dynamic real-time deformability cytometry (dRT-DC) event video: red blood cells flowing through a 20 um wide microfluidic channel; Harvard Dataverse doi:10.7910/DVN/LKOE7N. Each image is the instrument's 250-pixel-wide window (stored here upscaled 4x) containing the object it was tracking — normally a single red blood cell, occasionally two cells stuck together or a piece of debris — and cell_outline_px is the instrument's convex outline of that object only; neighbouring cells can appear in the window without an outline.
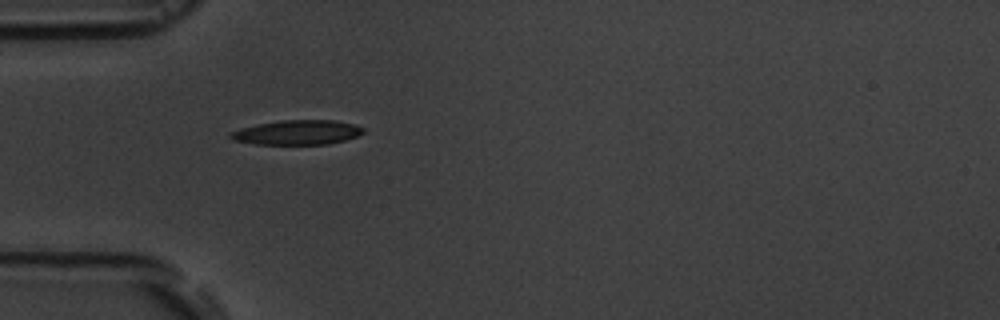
{"species": "common noctule bat (a hibernating species)", "species_latin": "Nyctalus noctula", "temperature_condition": "room temperature", "stored_images_in_passage": 12, "camera_frame_rate_fps": 3000, "um_per_image_px": 0.085, "animal": {"sex": "male", "body_mass_g": 19.5, "forearm_length_mm": 54.6}, "frame": {"image": 1, "passage_image": 1, "time_ms": 0.0, "image_size_px": [1000, 320], "cell_outline_px": [[364, 132], [356, 136], [344, 140], [328, 144], [256, 144], [232, 140], [228, 136], [228, 132], [260, 124], [284, 120], [332, 120], [356, 124], [364, 128]], "centroid_in_image_um": [25.28, 11.26], "position_along_channel_um": 59.7, "area_um2": 18.84}}
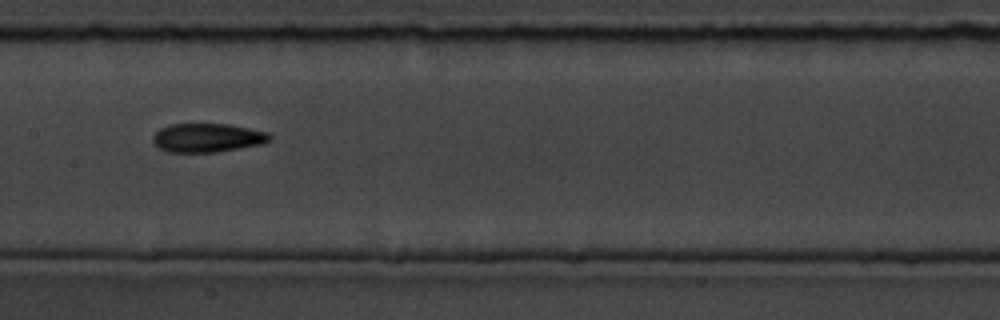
{"frame": {"image": 2, "passage_image": 4, "time_ms": 3.667, "image_size_px": [1000, 320], "cell_outline_px": [[272, 136], [264, 144], [220, 152], [168, 152], [160, 148], [152, 140], [152, 136], [160, 128], [172, 124], [228, 124], [268, 132]], "centroid_in_image_um": [17.65, 11.72], "position_along_channel_um": 189.8, "area_um2": 19.65}}
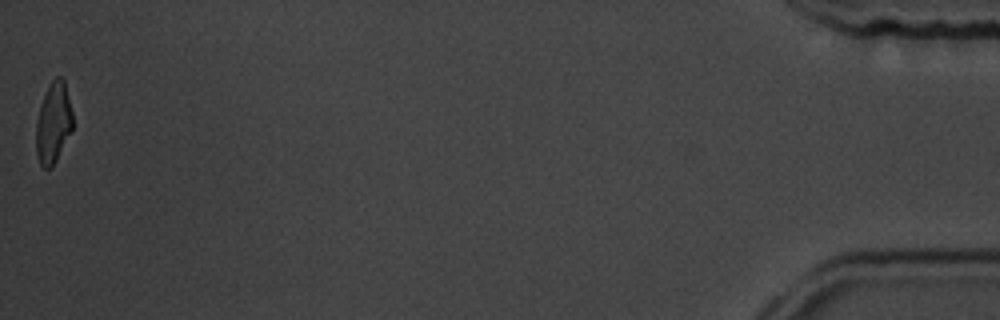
{"frame": {"image": 3, "passage_image": 12, "time_ms": 13.0, "image_size_px": [1000, 320], "cell_outline_px": [[72, 128], [52, 168], [44, 168], [40, 164], [36, 152], [36, 120], [40, 104], [48, 84], [56, 76], [60, 76], [64, 80], [72, 112]], "centroid_in_image_um": [4.51, 10.42], "position_along_channel_um": 430.7, "area_um2": 17.17}, "authors_computed_cell_mechanics": {"area_um2": 18.8717, "velocity_mm_per_s": 3.6285, "shape_relaxation_time_tau1_ms": 4.8556, "shape_relaxation_time_tau2_ms": 4.0662, "deformation_change_tau1": 0.1396, "deformation_change_tau2": 0.107}}